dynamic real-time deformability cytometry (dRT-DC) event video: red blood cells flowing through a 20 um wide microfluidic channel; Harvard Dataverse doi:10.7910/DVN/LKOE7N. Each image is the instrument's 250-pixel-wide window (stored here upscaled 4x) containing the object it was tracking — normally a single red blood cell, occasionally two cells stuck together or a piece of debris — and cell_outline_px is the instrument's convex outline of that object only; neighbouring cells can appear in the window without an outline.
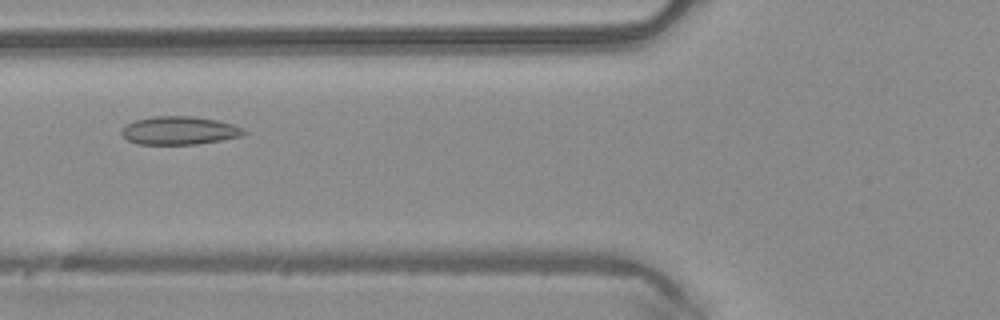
{"species": "common noctule bat (a hibernating species)", "species_latin": "Nyctalus noctula", "temperature_condition": "warm", "stored_images_in_passage": 34, "camera_frame_rate_fps": 3000, "um_per_image_px": 0.085, "animal": {"sex": "male", "body_mass_g": 20.4}, "frame": {"image": 1, "passage_image": 9, "time_ms": 2.667, "image_size_px": [1000, 320], "cell_outline_px": [[248, 132], [240, 136], [220, 140], [196, 144], [136, 144], [128, 140], [120, 132], [128, 124], [136, 120], [152, 116], [192, 116], [216, 120], [232, 124], [244, 128]], "centroid_in_image_um": [15.26, 11.09], "position_along_channel_um": 110.5, "area_um2": 19.94}}
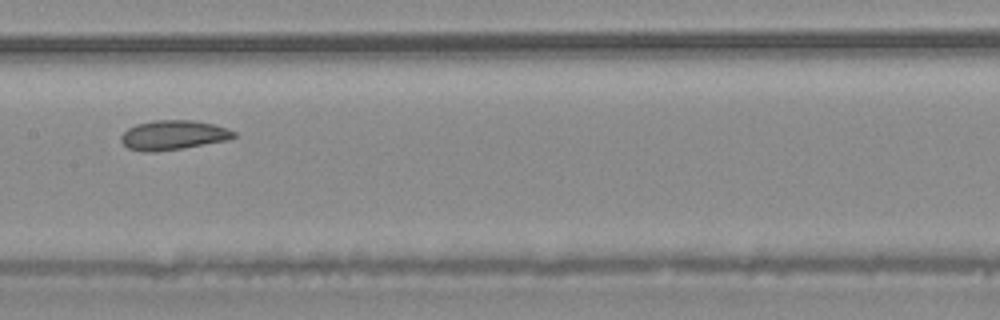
{"frame": {"image": 2, "passage_image": 15, "time_ms": 4.667, "image_size_px": [1000, 320], "cell_outline_px": [[236, 136], [228, 140], [184, 148], [156, 152], [144, 152], [128, 148], [120, 140], [120, 136], [128, 128], [136, 124], [152, 120], [196, 120], [212, 124], [236, 132]], "centroid_in_image_um": [14.7, 11.48], "position_along_channel_um": 192.7, "area_um2": 19.48}}
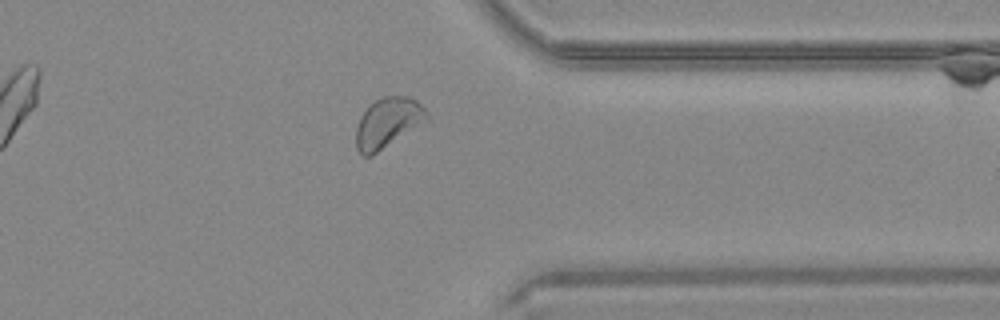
{"frame": {"image": 3, "passage_image": 29, "time_ms": 9.333, "image_size_px": [1000, 320], "cell_outline_px": [[428, 120], [372, 156], [360, 156], [356, 148], [356, 128], [360, 116], [376, 100], [384, 96], [408, 96], [416, 100], [428, 112]], "centroid_in_image_um": [32.95, 10.45], "position_along_channel_um": 378.4, "area_um2": 20.58}, "authors_computed_cell_mechanics": {"area_um2": 19.6231, "velocity_mm_per_s": 4.0928, "shape_relaxation_time_tau1_ms": 7.9746, "shape_relaxation_time_tau2_ms": 7.008, "deformation_change_tau1": 0.1138, "deformation_change_tau2": 0.099}}